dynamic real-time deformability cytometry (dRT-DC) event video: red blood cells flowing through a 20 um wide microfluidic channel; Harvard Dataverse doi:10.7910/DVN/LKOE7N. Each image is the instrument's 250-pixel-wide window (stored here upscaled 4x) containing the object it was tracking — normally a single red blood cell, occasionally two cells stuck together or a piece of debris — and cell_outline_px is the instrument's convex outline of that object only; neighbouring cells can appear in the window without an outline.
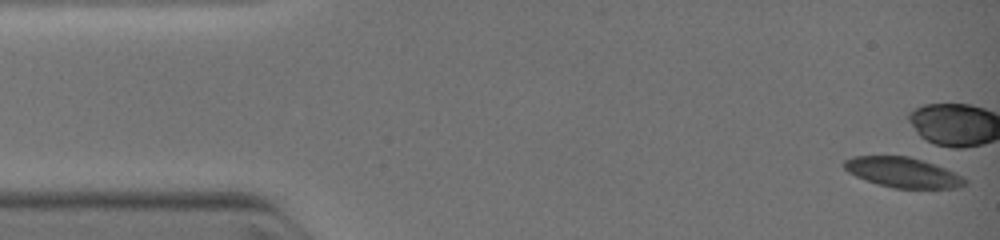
{"species": "common noctule bat (a hibernating species)", "species_latin": "Nyctalus noctula", "temperature_condition": "warm", "stored_images_in_passage": 5, "camera_frame_rate_fps": 3000, "um_per_image_px": 0.085, "animal": {"sex": "female", "body_mass_g": 19.0, "forearm_length_mm": 51.5}, "frame": {"image": 1, "passage_image": 1, "time_ms": 0.0, "image_size_px": [1000, 240], "cell_outline_px": [[968, 184], [956, 188], [896, 188], [880, 184], [856, 176], [848, 172], [840, 164], [844, 160], [852, 156], [908, 156], [924, 160], [944, 168], [968, 180]], "centroid_in_image_um": [76.72, 14.64], "position_along_channel_um": 8.3, "area_um2": 21.04}}